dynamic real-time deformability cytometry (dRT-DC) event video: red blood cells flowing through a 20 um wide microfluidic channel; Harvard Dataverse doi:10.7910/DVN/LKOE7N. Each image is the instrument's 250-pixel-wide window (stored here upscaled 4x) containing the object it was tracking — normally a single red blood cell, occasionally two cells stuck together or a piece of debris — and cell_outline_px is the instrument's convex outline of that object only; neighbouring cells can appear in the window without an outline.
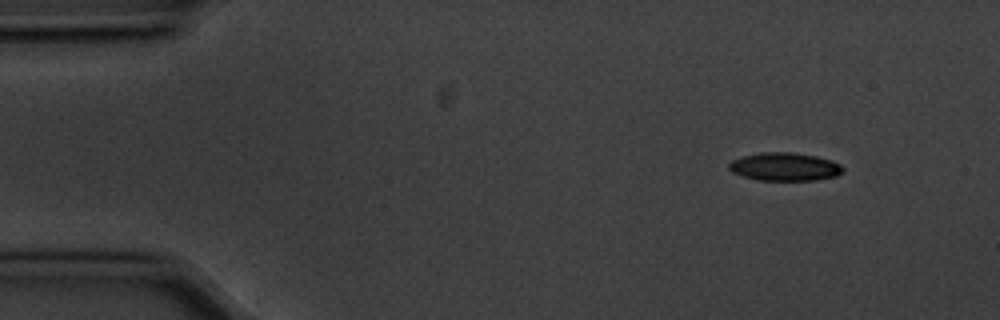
{"species": "common noctule bat (a hibernating species)", "species_latin": "Nyctalus noctula", "temperature_condition": "cold", "stored_images_in_passage": 4, "camera_frame_rate_fps": 3000, "um_per_image_px": 0.085, "animal": {"sex": "male", "body_mass_g": 20.1, "forearm_length_mm": 53.5}, "frame": {"image": 1, "passage_image": 1, "time_ms": 0.0, "image_size_px": [1000, 320], "cell_outline_px": [[844, 172], [836, 176], [816, 180], [756, 180], [732, 172], [728, 168], [728, 164], [732, 160], [744, 156], [760, 152], [792, 152], [816, 156], [832, 160], [840, 164], [844, 168]], "centroid_in_image_um": [66.72, 14.17], "position_along_channel_um": 18.3, "area_um2": 18.79}}
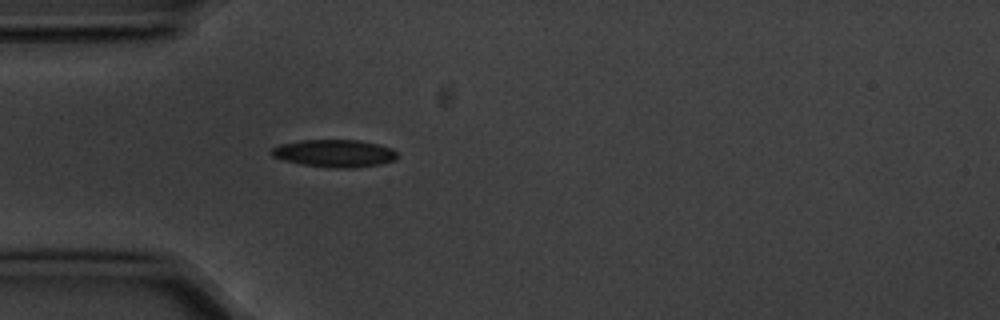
{"frame": {"image": 2, "passage_image": 4, "time_ms": 1.0, "image_size_px": [1000, 320], "cell_outline_px": [[400, 156], [396, 160], [380, 164], [352, 168], [336, 168], [300, 164], [284, 160], [272, 156], [268, 152], [272, 148], [280, 144], [300, 140], [360, 140], [392, 148]], "centroid_in_image_um": [28.43, 13.03], "position_along_channel_um": 56.6, "area_um2": 20.29}}